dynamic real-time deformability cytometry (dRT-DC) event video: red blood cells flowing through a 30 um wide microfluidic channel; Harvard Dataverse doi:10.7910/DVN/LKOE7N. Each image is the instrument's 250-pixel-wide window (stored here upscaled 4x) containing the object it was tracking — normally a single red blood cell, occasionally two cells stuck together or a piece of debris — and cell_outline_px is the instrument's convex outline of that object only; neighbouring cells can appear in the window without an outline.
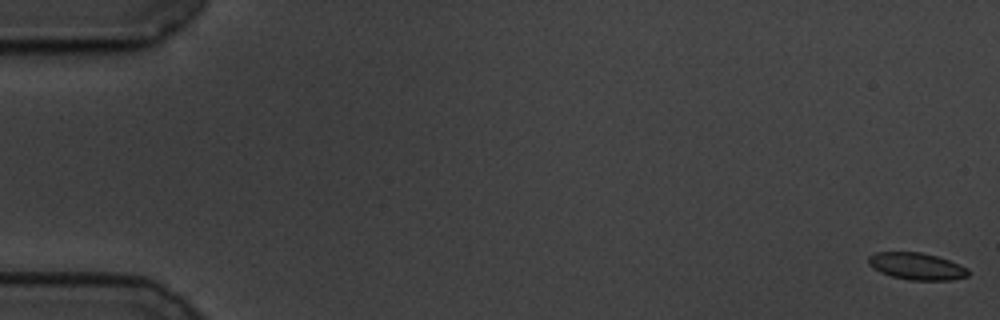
{"species": "common noctule bat (a hibernating species)", "species_latin": "Nyctalus noctula", "temperature_condition": "cold", "stored_images_in_passage": 59, "camera_frame_rate_fps": 3000, "um_per_image_px": 0.085, "animal": {"sex": "male", "body_mass_g": 19.5, "forearm_length_mm": 54.6}, "frame": {"image": 1, "passage_image": 1, "time_ms": 0.0, "image_size_px": [1000, 320], "cell_outline_px": [[968, 276], [952, 280], [908, 280], [892, 276], [880, 272], [872, 268], [868, 264], [868, 256], [876, 252], [920, 252], [936, 256], [960, 264], [968, 268]], "centroid_in_image_um": [77.9, 22.63], "position_along_channel_um": 7.1, "area_um2": 15.72}}
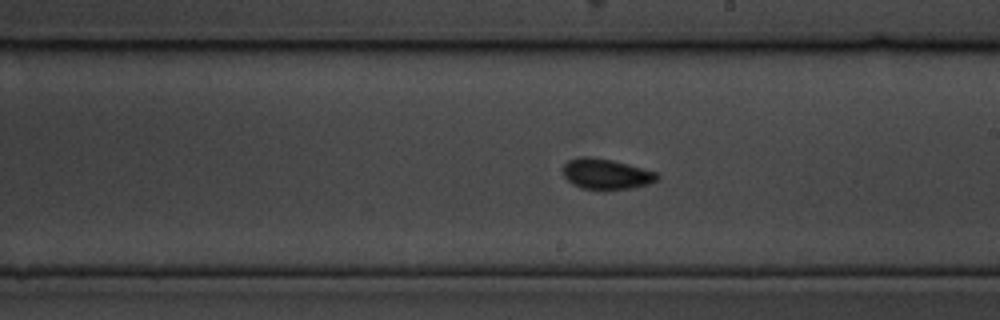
{"frame": {"image": 2, "passage_image": 34, "time_ms": 11.0, "image_size_px": [1000, 320], "cell_outline_px": [[660, 180], [648, 184], [632, 188], [580, 188], [572, 184], [564, 176], [560, 168], [568, 160], [580, 156], [588, 156], [612, 160], [628, 164], [656, 172], [660, 176]], "centroid_in_image_um": [51.5, 14.77], "position_along_channel_um": 237.5, "area_um2": 16.7}}
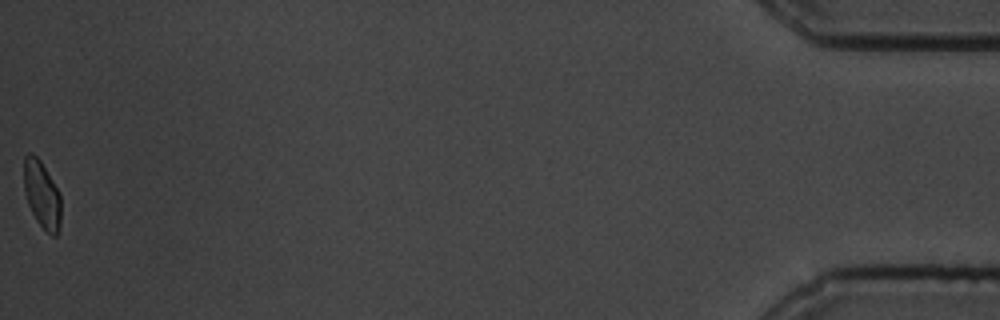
{"frame": {"image": 3, "passage_image": 59, "time_ms": 19.333, "image_size_px": [1000, 320], "cell_outline_px": [[60, 228], [56, 236], [52, 236], [36, 220], [28, 204], [24, 192], [24, 156], [28, 152], [32, 152], [40, 160], [56, 188], [60, 196]], "centroid_in_image_um": [3.54, 16.53], "position_along_channel_um": 431.7, "area_um2": 14.33}, "authors_computed_cell_mechanics": {"area_um2": 15.9528, "velocity_mm_per_s": 3.457, "shape_relaxation_time_tau1_ms": 6.2348, "shape_relaxation_time_tau2_ms": 1.5405, "deformation_change_tau1": 0.1111, "deformation_change_tau2": 0.064}}